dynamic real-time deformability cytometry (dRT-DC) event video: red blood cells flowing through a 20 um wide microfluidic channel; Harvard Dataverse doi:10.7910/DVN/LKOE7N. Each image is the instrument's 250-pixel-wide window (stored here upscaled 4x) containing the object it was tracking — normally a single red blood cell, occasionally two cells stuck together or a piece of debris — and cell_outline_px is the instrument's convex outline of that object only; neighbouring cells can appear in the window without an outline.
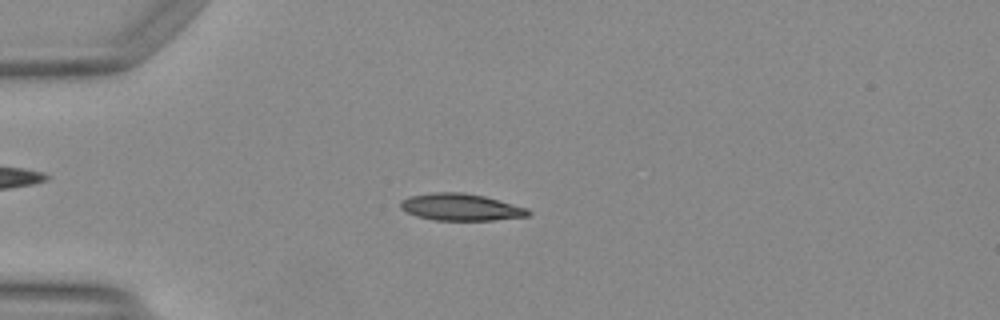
{"species": "Egyptian fruit bat (a non-hibernating species)", "species_latin": "Rousettus aegyptiacus", "temperature_condition": "warm", "stored_images_in_passage": 40, "camera_frame_rate_fps": 3000, "um_per_image_px": 0.085, "animal": {"sex": "female"}, "frame": {"image": 1, "passage_image": 13, "time_ms": 4.0, "image_size_px": [1000, 320], "cell_outline_px": [[532, 212], [528, 216], [492, 220], [432, 220], [416, 216], [400, 208], [400, 200], [408, 196], [432, 192], [464, 192], [484, 196], [528, 208]], "centroid_in_image_um": [39.14, 17.6], "position_along_channel_um": 45.9, "area_um2": 20.17}}
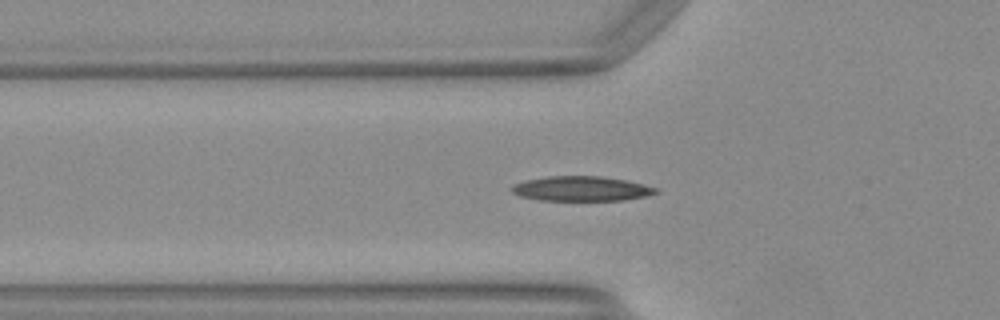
{"frame": {"image": 2, "passage_image": 17, "time_ms": 5.333, "image_size_px": [1000, 320], "cell_outline_px": [[660, 192], [648, 196], [624, 200], [540, 200], [520, 196], [512, 192], [508, 188], [512, 184], [524, 180], [548, 176], [600, 176], [624, 180], [656, 188]], "centroid_in_image_um": [49.35, 16.04], "position_along_channel_um": 76.4, "area_um2": 20.81}}
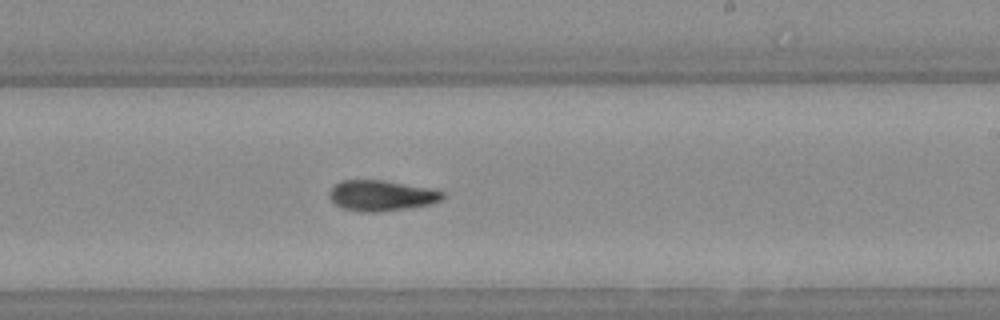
{"frame": {"image": 3, "passage_image": 30, "time_ms": 9.667, "image_size_px": [1000, 320], "cell_outline_px": [[444, 196], [440, 200], [428, 204], [408, 208], [376, 212], [360, 212], [344, 208], [336, 204], [332, 200], [328, 192], [340, 180], [384, 180], [428, 188], [444, 192]], "centroid_in_image_um": [32.39, 16.62], "position_along_channel_um": 256.6, "area_um2": 19.94}}